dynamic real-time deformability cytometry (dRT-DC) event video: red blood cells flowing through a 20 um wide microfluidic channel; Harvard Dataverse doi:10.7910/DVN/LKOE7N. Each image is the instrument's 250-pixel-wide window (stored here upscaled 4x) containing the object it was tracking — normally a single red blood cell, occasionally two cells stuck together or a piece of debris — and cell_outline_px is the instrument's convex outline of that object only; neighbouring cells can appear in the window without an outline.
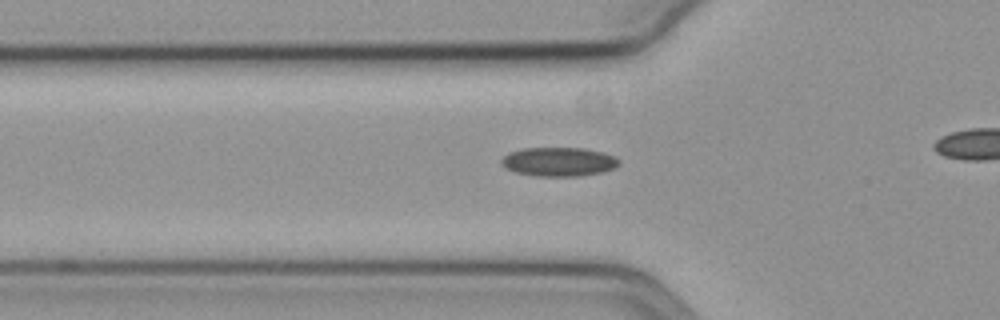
{"species": "common noctule bat (a hibernating species)", "species_latin": "Nyctalus noctula", "temperature_condition": "cold", "stored_images_in_passage": 29, "camera_frame_rate_fps": 3000, "um_per_image_px": 0.085, "animal": {"sex": "female", "body_mass_g": 19.3, "forearm_length_mm": 54.1}, "frame": {"image": 1, "passage_image": 2, "time_ms": 0.333, "image_size_px": [1000, 320], "cell_outline_px": [[620, 164], [616, 168], [604, 172], [580, 176], [536, 176], [516, 172], [504, 168], [500, 164], [500, 160], [508, 152], [520, 148], [584, 148], [604, 152], [616, 156], [620, 160]], "centroid_in_image_um": [47.51, 13.74], "position_along_channel_um": 78.3, "area_um2": 20.29}}
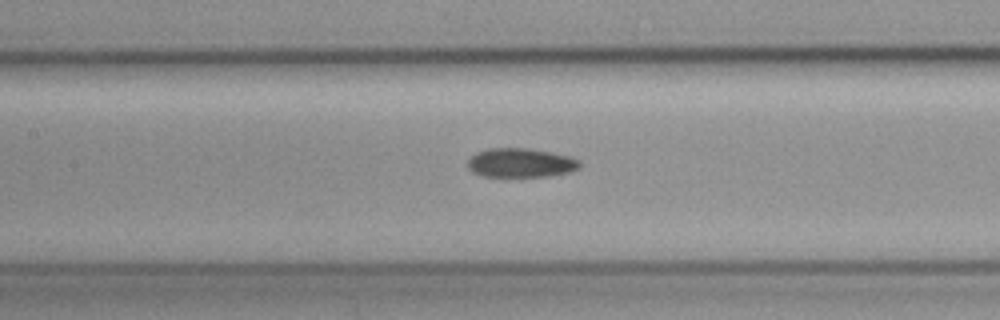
{"frame": {"image": 2, "passage_image": 9, "time_ms": 2.667, "image_size_px": [1000, 320], "cell_outline_px": [[580, 168], [572, 172], [548, 176], [484, 176], [472, 172], [468, 168], [468, 160], [476, 152], [488, 148], [528, 148], [552, 152], [572, 156], [580, 160]], "centroid_in_image_um": [44.3, 13.83], "position_along_channel_um": 163.1, "area_um2": 19.19}}
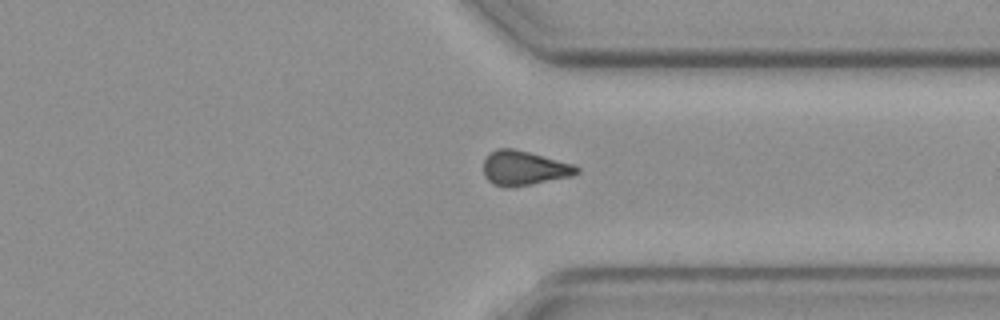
{"frame": {"image": 3, "passage_image": 26, "time_ms": 8.333, "image_size_px": [1000, 320], "cell_outline_px": [[580, 172], [572, 176], [532, 184], [508, 188], [504, 188], [492, 184], [484, 176], [484, 160], [496, 148], [512, 148], [528, 152], [572, 164], [580, 168]], "centroid_in_image_um": [44.53, 14.31], "position_along_channel_um": 366.9, "area_um2": 18.67}}